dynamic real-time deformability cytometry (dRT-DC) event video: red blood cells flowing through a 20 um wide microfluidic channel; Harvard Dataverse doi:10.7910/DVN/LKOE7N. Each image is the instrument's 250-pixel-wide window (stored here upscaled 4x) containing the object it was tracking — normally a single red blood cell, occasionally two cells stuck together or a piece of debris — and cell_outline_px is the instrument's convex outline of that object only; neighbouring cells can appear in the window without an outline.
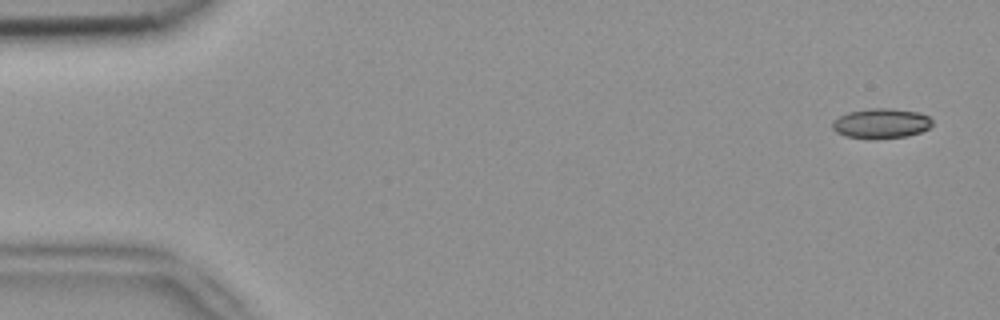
{"species": "common noctule bat (a hibernating species)", "species_latin": "Nyctalus noctula", "temperature_condition": "room temperature", "stored_images_in_passage": 4, "camera_frame_rate_fps": 3000, "um_per_image_px": 0.085, "animal": {"sex": "female", "body_mass_g": 18.4}, "frame": {"image": 1, "passage_image": 1, "time_ms": 0.0, "image_size_px": [1000, 320], "cell_outline_px": [[932, 124], [928, 128], [920, 132], [908, 136], [876, 140], [872, 140], [848, 136], [836, 132], [832, 128], [832, 120], [848, 112], [872, 108], [888, 108], [920, 112], [928, 116], [932, 120]], "centroid_in_image_um": [74.89, 10.5], "position_along_channel_um": 10.1, "area_um2": 17.63}}
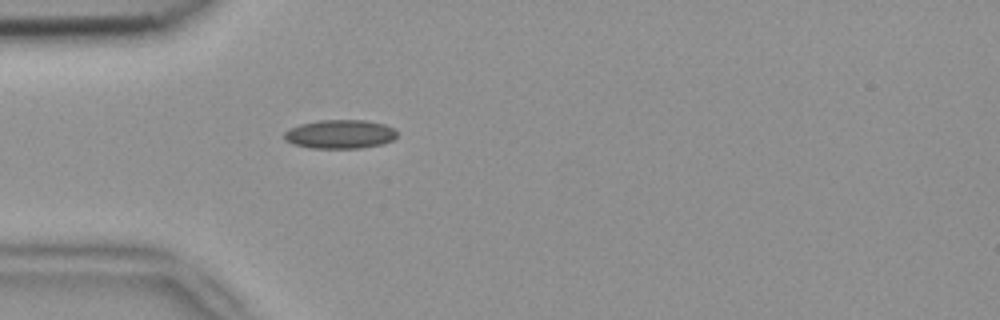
{"frame": {"image": 2, "passage_image": 4, "time_ms": 1.0, "image_size_px": [1000, 320], "cell_outline_px": [[396, 136], [392, 140], [384, 144], [360, 148], [312, 148], [292, 144], [284, 140], [284, 132], [300, 124], [320, 120], [364, 120], [384, 124], [396, 128]], "centroid_in_image_um": [28.91, 11.41], "position_along_channel_um": 56.1, "area_um2": 19.02}}